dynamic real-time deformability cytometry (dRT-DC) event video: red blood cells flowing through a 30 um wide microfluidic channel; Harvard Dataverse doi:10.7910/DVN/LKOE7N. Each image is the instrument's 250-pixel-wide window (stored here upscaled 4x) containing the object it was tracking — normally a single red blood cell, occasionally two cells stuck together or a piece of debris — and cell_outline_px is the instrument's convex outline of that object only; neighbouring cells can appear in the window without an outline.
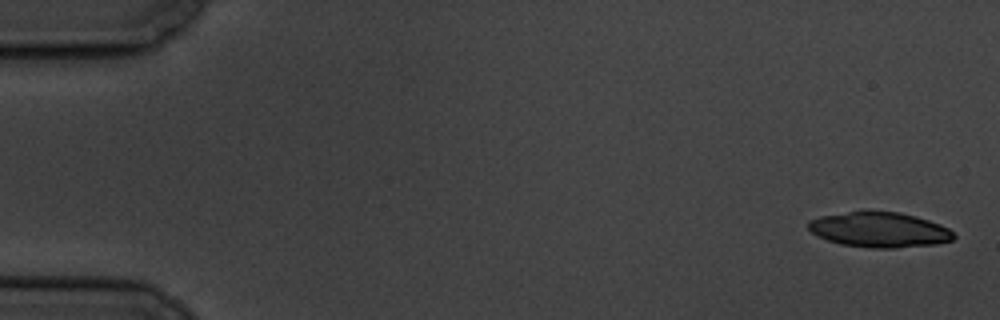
{"species": "common noctule bat (a hibernating species)", "species_latin": "Nyctalus noctula", "temperature_condition": "cold", "stored_images_in_passage": 6, "camera_frame_rate_fps": 3000, "um_per_image_px": 0.085, "animal": {"sex": "male", "body_mass_g": 19.5, "forearm_length_mm": 54.6}, "frame": {"image": 1, "passage_image": 1, "time_ms": 0.0, "image_size_px": [1000, 320], "cell_outline_px": [[956, 236], [952, 240], [936, 244], [896, 248], [872, 248], [840, 244], [828, 240], [812, 232], [808, 228], [808, 220], [820, 216], [864, 208], [868, 208], [900, 212], [916, 216], [940, 224], [948, 228]], "centroid_in_image_um": [74.73, 19.48], "position_along_channel_um": 10.3, "area_um2": 30.52}}